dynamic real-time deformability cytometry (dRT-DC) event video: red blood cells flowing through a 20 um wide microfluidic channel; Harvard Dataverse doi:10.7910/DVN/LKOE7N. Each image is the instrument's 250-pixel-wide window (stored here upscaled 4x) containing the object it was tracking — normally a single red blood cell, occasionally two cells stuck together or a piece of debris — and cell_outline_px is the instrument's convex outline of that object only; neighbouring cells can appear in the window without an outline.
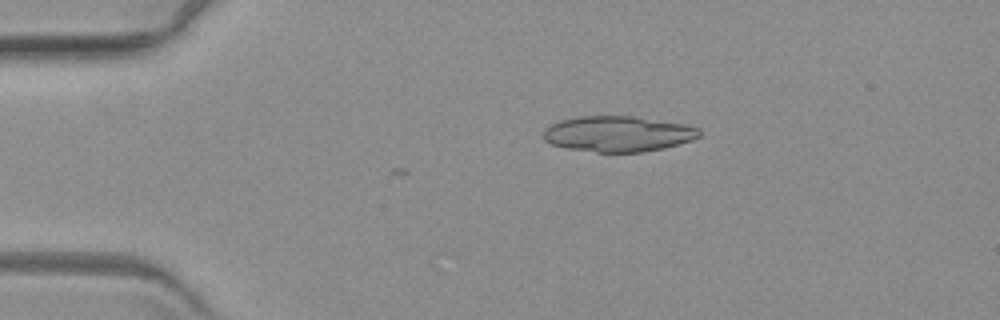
{"species": "common noctule bat (a hibernating species)", "species_latin": "Nyctalus noctula", "temperature_condition": "warm", "stored_images_in_passage": 6, "camera_frame_rate_fps": 3000, "um_per_image_px": 0.085, "animal": {"sex": "female", "body_mass_g": 19.3, "forearm_length_mm": 54.1}, "frame": {"image": 1, "passage_image": 1, "time_ms": 0.0, "image_size_px": [1000, 320], "cell_outline_px": [[700, 136], [692, 140], [664, 148], [644, 152], [596, 152], [568, 148], [552, 144], [544, 140], [544, 128], [560, 120], [580, 116], [632, 116], [684, 124], [700, 128]], "centroid_in_image_um": [52.54, 11.38], "position_along_channel_um": 32.5, "area_um2": 32.31}}